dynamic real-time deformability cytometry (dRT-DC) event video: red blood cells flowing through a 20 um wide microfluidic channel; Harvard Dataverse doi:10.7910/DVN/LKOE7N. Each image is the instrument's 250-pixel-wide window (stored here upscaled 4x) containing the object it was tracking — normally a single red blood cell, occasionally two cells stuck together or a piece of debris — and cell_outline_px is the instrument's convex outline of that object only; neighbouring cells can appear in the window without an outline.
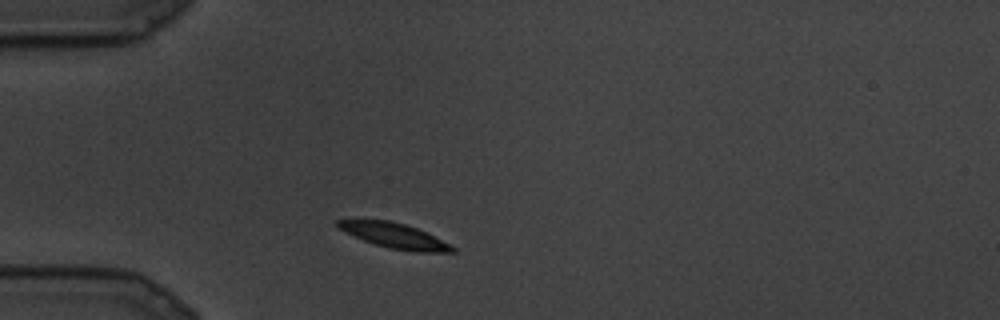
{"species": "common noctule bat (a hibernating species)", "species_latin": "Nyctalus noctula", "temperature_condition": "cold", "stored_images_in_passage": 10, "camera_frame_rate_fps": 3000, "um_per_image_px": 0.085, "animal": {"sex": "male", "body_mass_g": 19.5, "forearm_length_mm": 54.6}, "frame": {"image": 1, "passage_image": 1, "time_ms": 0.0, "image_size_px": [1000, 320], "cell_outline_px": [[456, 252], [416, 252], [388, 248], [364, 240], [344, 232], [336, 228], [336, 220], [388, 220], [404, 224], [416, 228], [456, 248]], "centroid_in_image_um": [33.48, 20.03], "position_along_channel_um": 51.5, "area_um2": 16.42}}
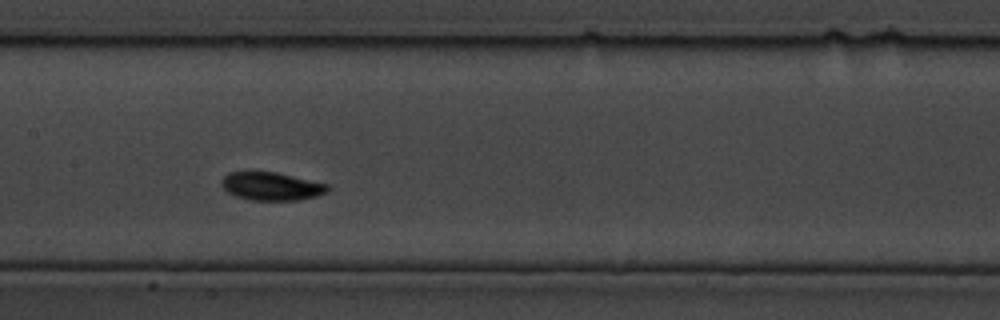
{"frame": {"image": 2, "passage_image": 7, "time_ms": 2.0, "image_size_px": [1000, 320], "cell_outline_px": [[328, 192], [316, 196], [300, 200], [252, 200], [236, 196], [228, 192], [220, 184], [220, 180], [228, 172], [276, 172], [328, 184]], "centroid_in_image_um": [23.06, 15.83], "position_along_channel_um": 184.3, "area_um2": 17.34}}
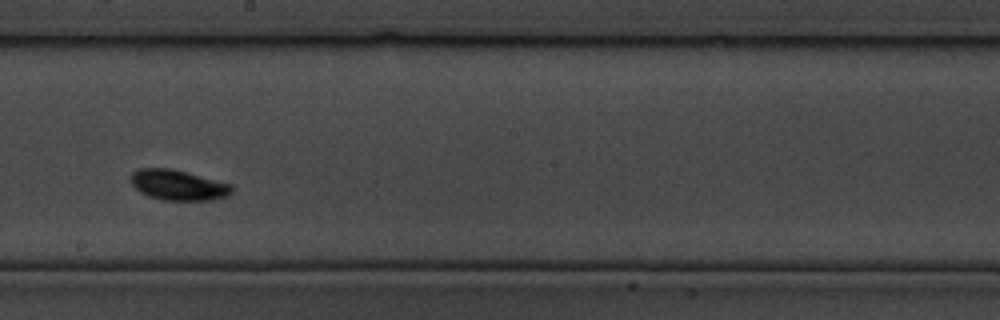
{"frame": {"image": 3, "passage_image": 9, "time_ms": 2.667, "image_size_px": [1000, 320], "cell_outline_px": [[232, 192], [228, 196], [212, 200], [160, 200], [148, 196], [140, 192], [128, 180], [128, 176], [132, 172], [140, 168], [172, 168], [232, 184]], "centroid_in_image_um": [15.11, 15.72], "position_along_channel_um": 233.1, "area_um2": 18.15}}